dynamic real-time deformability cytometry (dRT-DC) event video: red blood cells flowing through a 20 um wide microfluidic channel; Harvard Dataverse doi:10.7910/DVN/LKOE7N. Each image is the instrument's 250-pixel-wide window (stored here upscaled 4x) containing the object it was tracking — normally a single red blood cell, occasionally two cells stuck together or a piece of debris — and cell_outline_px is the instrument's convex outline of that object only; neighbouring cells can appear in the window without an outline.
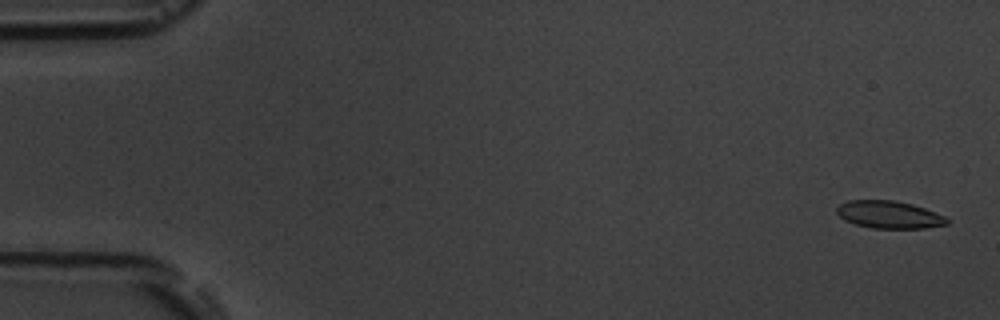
{"species": "common noctule bat (a hibernating species)", "species_latin": "Nyctalus noctula", "temperature_condition": "room temperature", "stored_images_in_passage": 15, "camera_frame_rate_fps": 3000, "um_per_image_px": 0.085, "animal": {"sex": "male", "body_mass_g": 19.5, "forearm_length_mm": 54.6}, "frame": {"image": 1, "passage_image": 1, "time_ms": 0.0, "image_size_px": [1000, 320], "cell_outline_px": [[948, 224], [924, 228], [872, 228], [856, 224], [844, 220], [836, 212], [836, 208], [840, 204], [848, 200], [892, 200], [912, 204], [924, 208], [944, 216], [948, 220]], "centroid_in_image_um": [75.55, 18.24], "position_along_channel_um": 9.5, "area_um2": 17.51}}
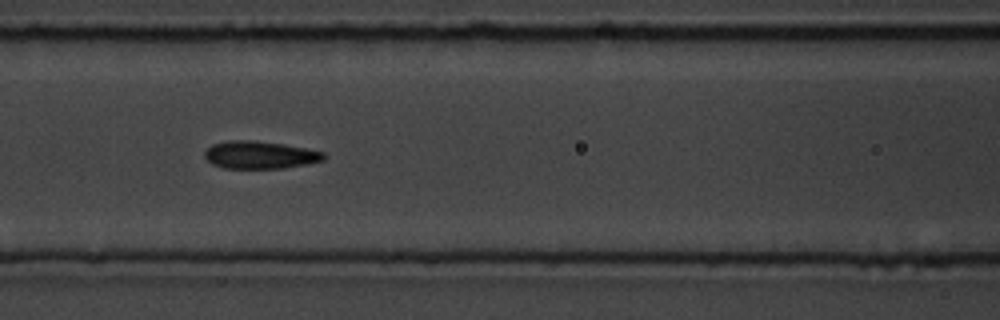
{"frame": {"image": 2, "passage_image": 7, "time_ms": 7.667, "image_size_px": [1000, 320], "cell_outline_px": [[328, 156], [324, 160], [284, 168], [224, 168], [212, 164], [204, 156], [204, 152], [212, 144], [228, 140], [256, 140], [284, 144], [324, 152]], "centroid_in_image_um": [22.09, 13.16], "position_along_channel_um": 144.5, "area_um2": 19.19}}
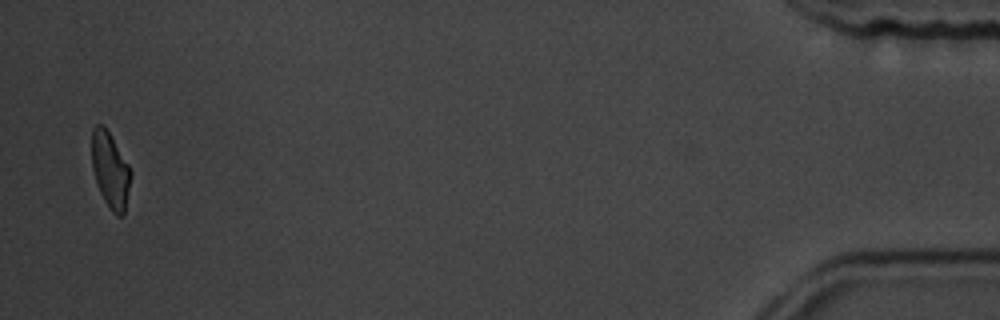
{"frame": {"image": 3, "passage_image": 15, "time_ms": 18.0, "image_size_px": [1000, 320], "cell_outline_px": [[132, 172], [124, 216], [116, 216], [112, 212], [104, 200], [100, 192], [92, 168], [92, 128], [96, 124], [104, 124], [128, 164]], "centroid_in_image_um": [9.38, 14.46], "position_along_channel_um": 425.8, "area_um2": 17.22}, "authors_computed_cell_mechanics": {"area_um2": 18.496, "velocity_mm_per_s": 3.5836, "shape_relaxation_time_tau1_ms": 1.8823, "shape_relaxation_time_tau2_ms": 1.1135, "deformation_change_tau1": 0.1026, "deformation_change_tau2": 0.0693}}